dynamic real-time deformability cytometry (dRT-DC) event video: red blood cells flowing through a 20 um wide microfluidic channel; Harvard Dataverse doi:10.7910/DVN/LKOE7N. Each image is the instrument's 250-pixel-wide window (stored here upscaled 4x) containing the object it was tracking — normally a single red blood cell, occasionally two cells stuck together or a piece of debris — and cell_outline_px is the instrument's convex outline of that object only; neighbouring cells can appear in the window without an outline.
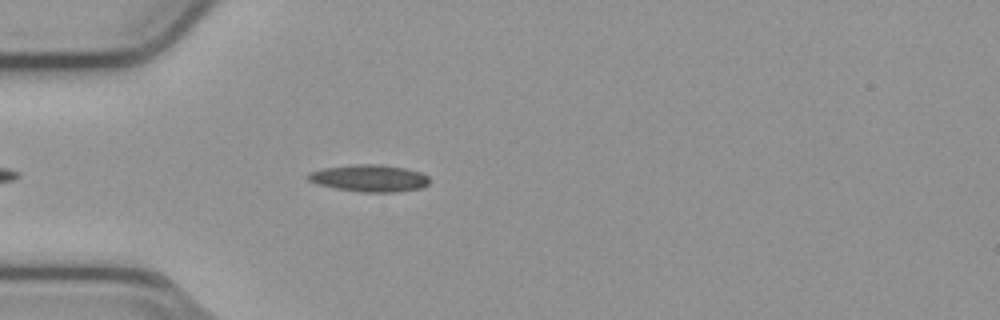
{"species": "common noctule bat (a hibernating species)", "species_latin": "Nyctalus noctula", "temperature_condition": "cold", "stored_images_in_passage": 44, "camera_frame_rate_fps": 3000, "um_per_image_px": 0.085, "animal": {"sex": "male", "body_mass_g": 23.1, "forearm_length_mm": 52.7}, "frame": {"image": 1, "passage_image": 6, "time_ms": 1.667, "image_size_px": [1000, 320], "cell_outline_px": [[428, 184], [420, 188], [396, 192], [360, 192], [336, 188], [316, 184], [308, 180], [304, 176], [308, 172], [324, 168], [352, 164], [380, 164], [404, 168], [420, 172], [428, 176]], "centroid_in_image_um": [31.34, 15.14], "position_along_channel_um": 53.7, "area_um2": 19.19}}
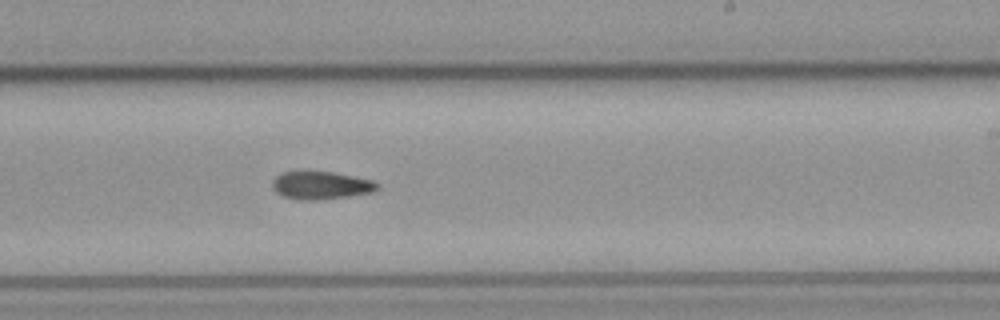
{"frame": {"image": 2, "passage_image": 23, "time_ms": 7.333, "image_size_px": [1000, 320], "cell_outline_px": [[380, 188], [372, 192], [348, 196], [316, 200], [300, 200], [284, 196], [276, 192], [272, 188], [272, 180], [276, 176], [284, 172], [332, 172], [376, 180], [380, 184]], "centroid_in_image_um": [27.33, 15.75], "position_along_channel_um": 261.7, "area_um2": 17.05}}
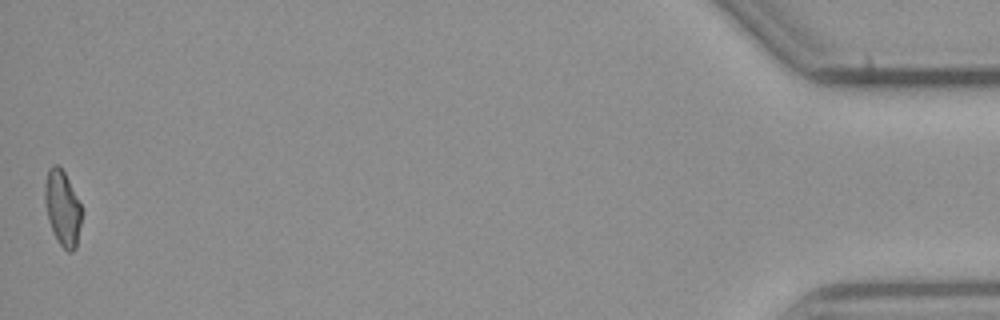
{"frame": {"image": 3, "passage_image": 44, "time_ms": 14.333, "image_size_px": [1000, 320], "cell_outline_px": [[80, 224], [76, 248], [72, 252], [68, 252], [60, 244], [48, 220], [44, 200], [44, 184], [48, 168], [52, 164], [56, 164], [64, 172], [80, 204]], "centroid_in_image_um": [5.28, 17.66], "position_along_channel_um": 429.9, "area_um2": 15.78}, "authors_computed_cell_mechanics": {"area_um2": 17.051, "velocity_mm_per_s": 3.8112, "shape_relaxation_time_tau1_ms": null, "shape_relaxation_time_tau2_ms": 11.2838, "deformation_change_tau1": null, "deformation_change_tau2": 0.2167}}